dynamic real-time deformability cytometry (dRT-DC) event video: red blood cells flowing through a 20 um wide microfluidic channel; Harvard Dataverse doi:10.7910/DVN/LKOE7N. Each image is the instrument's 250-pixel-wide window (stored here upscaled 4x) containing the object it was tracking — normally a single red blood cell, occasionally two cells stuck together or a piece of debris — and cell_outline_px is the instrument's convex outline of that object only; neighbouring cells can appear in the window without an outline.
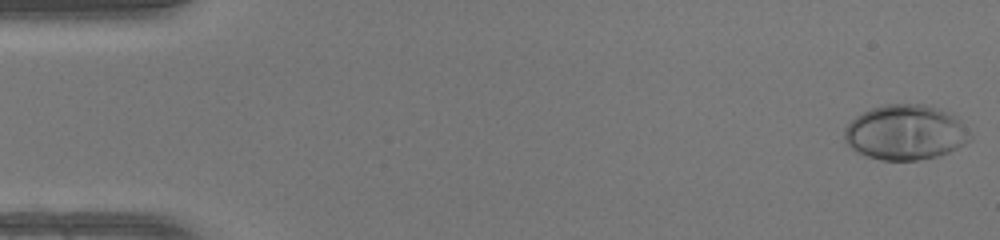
{"species": "human", "species_latin": "Homo sapiens", "temperature_condition": "warm", "stored_images_in_passage": 48, "camera_frame_rate_fps": 3000, "um_per_image_px": 0.085, "donor": {"sex": "female"}, "frame": {"image": 1, "passage_image": 1, "time_ms": 0.0, "image_size_px": [1000, 240], "cell_outline_px": [[972, 140], [948, 152], [936, 156], [916, 160], [880, 160], [856, 152], [844, 140], [844, 128], [856, 116], [872, 108], [884, 104], [924, 104], [948, 112], [956, 116], [960, 120], [972, 136]], "centroid_in_image_um": [76.96, 11.25], "position_along_channel_um": 8.0, "area_um2": 40.23}}
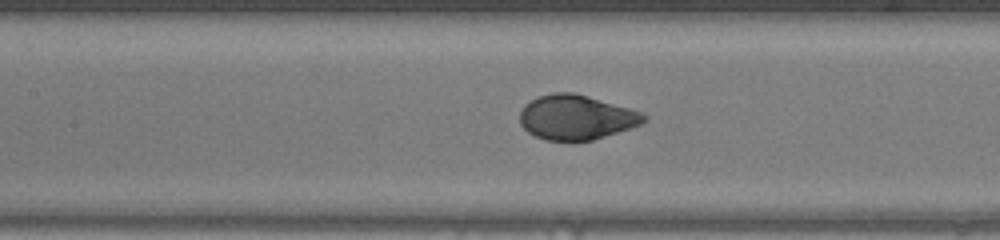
{"frame": {"image": 2, "passage_image": 22, "time_ms": 7.0, "image_size_px": [1000, 240], "cell_outline_px": [[648, 120], [632, 128], [592, 140], [572, 144], [544, 140], [528, 132], [520, 124], [520, 112], [524, 104], [540, 96], [552, 92], [572, 92], [628, 108], [640, 112], [648, 116]], "centroid_in_image_um": [48.96, 10.02], "position_along_channel_um": 158.4, "area_um2": 32.71}}
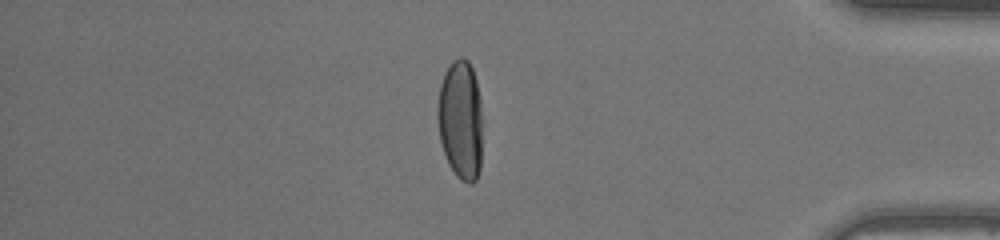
{"frame": {"image": 3, "passage_image": 41, "time_ms": 13.333, "image_size_px": [1000, 240], "cell_outline_px": [[484, 124], [480, 168], [476, 180], [472, 184], [468, 184], [460, 180], [456, 176], [448, 164], [440, 140], [436, 116], [440, 84], [444, 72], [452, 60], [460, 56], [464, 56], [468, 60], [472, 68], [476, 80], [480, 100]], "centroid_in_image_um": [39.17, 10.2], "position_along_channel_um": 396.0, "area_um2": 32.37}, "authors_computed_cell_mechanics": {"area_um2": 33.6974, "velocity_mm_per_s": 4.2757, "shape_relaxation_time_tau1_ms": 2.8113, "shape_relaxation_time_tau2_ms": null, "deformation_change_tau1": 0.2146, "deformation_change_tau2": null}}